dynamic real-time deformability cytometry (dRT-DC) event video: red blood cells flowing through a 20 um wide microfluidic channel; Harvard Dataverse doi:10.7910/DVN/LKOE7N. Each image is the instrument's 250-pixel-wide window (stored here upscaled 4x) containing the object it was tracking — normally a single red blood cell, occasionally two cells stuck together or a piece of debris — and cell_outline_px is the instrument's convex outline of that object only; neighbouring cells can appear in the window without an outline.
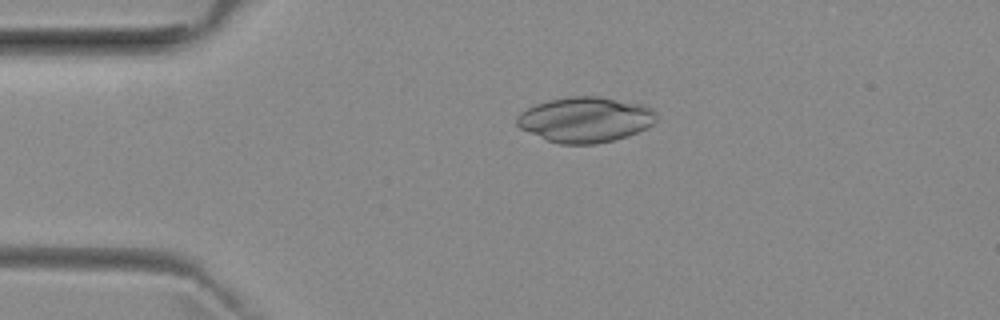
{"species": "common noctule bat (a hibernating species)", "species_latin": "Nyctalus noctula", "temperature_condition": "room temperature", "stored_images_in_passage": 51, "camera_frame_rate_fps": 3000, "um_per_image_px": 0.085, "animal": {"sex": "female", "body_mass_g": 29.2, "forearm_length_mm": 56.3}, "frame": {"image": 1, "passage_image": 11, "time_ms": 3.333, "image_size_px": [1000, 320], "cell_outline_px": [[656, 120], [652, 124], [628, 136], [616, 140], [596, 144], [560, 144], [548, 140], [520, 128], [516, 124], [516, 116], [520, 112], [536, 104], [548, 100], [568, 96], [600, 96], [644, 104], [652, 108], [656, 112]], "centroid_in_image_um": [49.76, 10.15], "position_along_channel_um": 35.2, "area_um2": 36.99}}
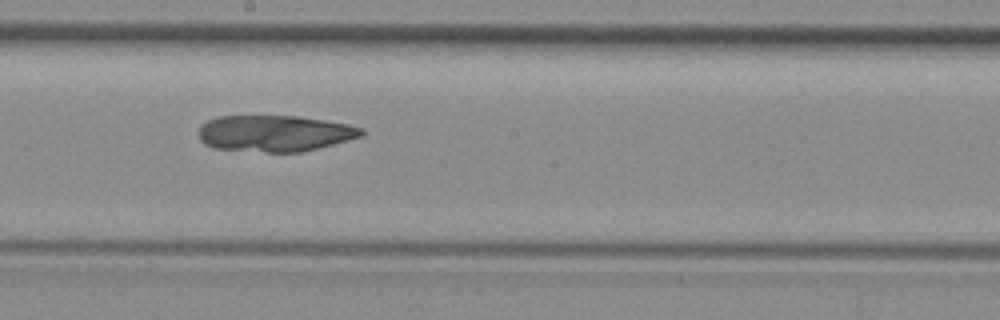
{"frame": {"image": 2, "passage_image": 28, "time_ms": 9.0, "image_size_px": [1000, 320], "cell_outline_px": [[364, 132], [360, 136], [348, 140], [300, 152], [264, 152], [212, 148], [204, 144], [200, 140], [200, 128], [208, 120], [220, 116], [300, 116], [348, 124], [364, 128]], "centroid_in_image_um": [23.35, 11.33], "position_along_channel_um": 224.9, "area_um2": 34.28}}
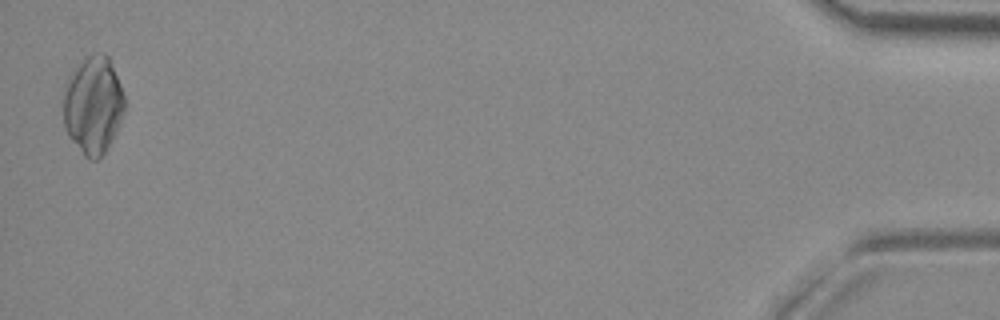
{"frame": {"image": 3, "passage_image": 51, "time_ms": 16.667, "image_size_px": [1000, 320], "cell_outline_px": [[124, 112], [104, 152], [96, 160], [88, 160], [84, 156], [68, 136], [64, 124], [64, 84], [76, 68], [92, 52], [104, 52], [108, 56], [120, 84], [124, 96]], "centroid_in_image_um": [7.9, 8.92], "position_along_channel_um": 427.3, "area_um2": 34.28}}